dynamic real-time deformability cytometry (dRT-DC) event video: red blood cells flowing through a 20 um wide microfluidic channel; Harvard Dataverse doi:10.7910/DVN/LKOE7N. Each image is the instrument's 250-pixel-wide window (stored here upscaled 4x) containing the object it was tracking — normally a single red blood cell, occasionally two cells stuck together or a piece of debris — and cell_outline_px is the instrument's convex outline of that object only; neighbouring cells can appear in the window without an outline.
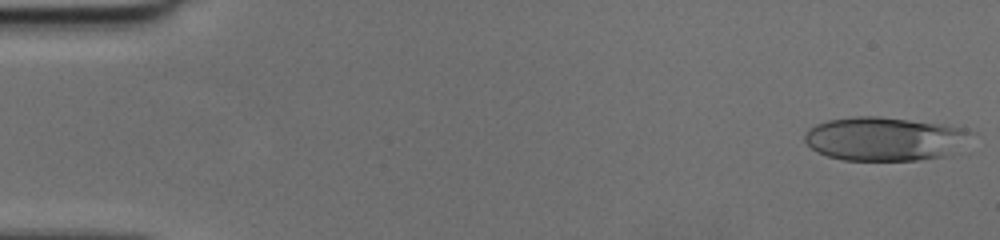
{"species": "human", "species_latin": "Homo sapiens", "temperature_condition": "cold", "stored_images_in_passage": 49, "camera_frame_rate_fps": 3000, "um_per_image_px": 0.085, "donor": {"sex": "female"}, "frame": {"image": 1, "passage_image": 1, "time_ms": 0.0, "image_size_px": [1000, 240], "cell_outline_px": [[960, 132], [940, 156], [916, 160], [844, 160], [828, 156], [812, 148], [804, 140], [804, 136], [816, 124], [828, 120], [856, 116], [876, 116], [936, 124], [956, 128]], "centroid_in_image_um": [74.78, 11.8], "position_along_channel_um": 10.2, "area_um2": 39.13}}
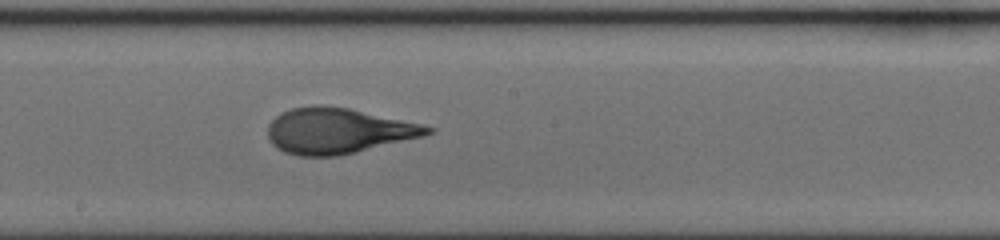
{"frame": {"image": 2, "passage_image": 27, "time_ms": 8.667, "image_size_px": [1000, 240], "cell_outline_px": [[436, 128], [432, 132], [424, 136], [356, 152], [336, 156], [300, 156], [284, 152], [276, 148], [272, 144], [268, 136], [268, 124], [280, 112], [292, 108], [316, 104], [320, 104], [348, 108], [420, 124]], "centroid_in_image_um": [28.68, 11.12], "position_along_channel_um": 219.5, "area_um2": 42.31}}
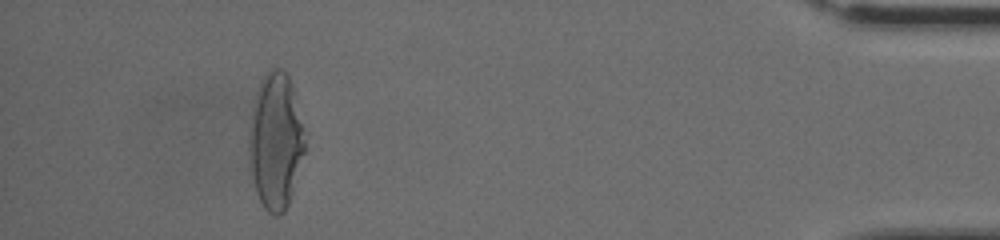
{"frame": {"image": 3, "passage_image": 45, "time_ms": 14.667, "image_size_px": [1000, 240], "cell_outline_px": [[308, 132], [304, 152], [292, 192], [288, 204], [284, 212], [280, 216], [276, 216], [268, 212], [264, 208], [256, 192], [252, 176], [248, 148], [248, 136], [252, 108], [256, 92], [260, 80], [264, 72], [272, 68], [280, 68], [288, 76], [292, 84]], "centroid_in_image_um": [23.45, 11.94], "position_along_channel_um": 411.7, "area_um2": 45.14}}